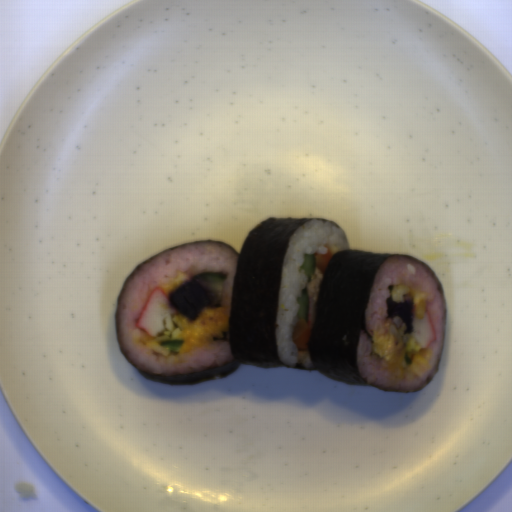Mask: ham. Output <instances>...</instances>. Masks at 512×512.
Wrapping results in <instances>:
<instances>
[{
	"mask_svg": "<svg viewBox=\"0 0 512 512\" xmlns=\"http://www.w3.org/2000/svg\"><path fill=\"white\" fill-rule=\"evenodd\" d=\"M407 301H413L414 302V298L408 294H403V302H407Z\"/></svg>",
	"mask_w": 512,
	"mask_h": 512,
	"instance_id": "1",
	"label": "ham"
}]
</instances>
